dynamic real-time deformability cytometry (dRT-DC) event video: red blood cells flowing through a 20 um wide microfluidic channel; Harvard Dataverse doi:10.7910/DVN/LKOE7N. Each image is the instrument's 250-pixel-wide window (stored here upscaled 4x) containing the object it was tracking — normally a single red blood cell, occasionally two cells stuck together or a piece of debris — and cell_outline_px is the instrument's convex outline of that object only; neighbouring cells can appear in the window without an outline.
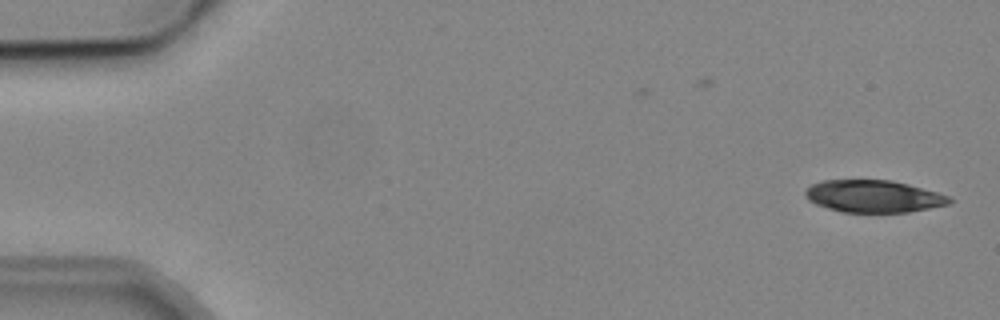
{"species": "common noctule bat (a hibernating species)", "species_latin": "Nyctalus noctula", "temperature_condition": "cold", "stored_images_in_passage": 4, "camera_frame_rate_fps": 3000, "um_per_image_px": 0.085, "animal": {"sex": "male", "body_mass_g": 19.2, "forearm_length_mm": 51.8}, "frame": {"image": 1, "passage_image": 1, "time_ms": 0.0, "image_size_px": [1000, 320], "cell_outline_px": [[952, 200], [948, 204], [908, 212], [844, 212], [828, 208], [816, 204], [808, 200], [804, 196], [804, 192], [812, 184], [820, 180], [892, 180], [908, 184], [936, 192], [948, 196]], "centroid_in_image_um": [74.2, 16.68], "position_along_channel_um": 10.8, "area_um2": 26.88}}